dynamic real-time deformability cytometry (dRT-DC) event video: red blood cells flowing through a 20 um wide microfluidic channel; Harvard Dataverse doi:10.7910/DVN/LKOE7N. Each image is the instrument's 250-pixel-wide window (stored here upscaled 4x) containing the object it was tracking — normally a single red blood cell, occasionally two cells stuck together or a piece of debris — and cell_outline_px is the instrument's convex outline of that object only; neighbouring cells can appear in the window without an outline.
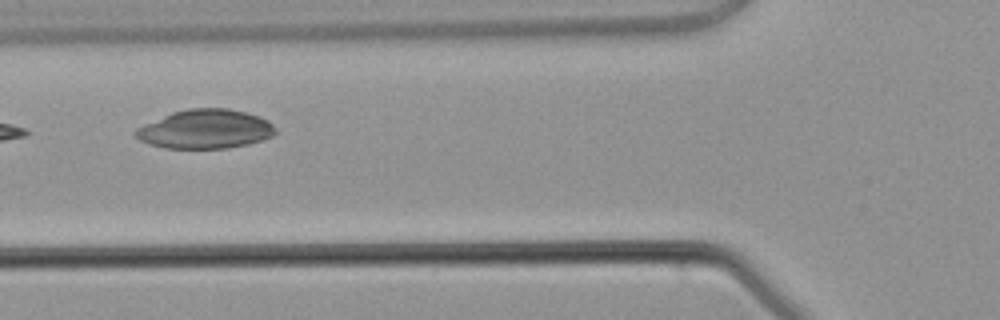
{"species": "common noctule bat (a hibernating species)", "species_latin": "Nyctalus noctula", "temperature_condition": "warm", "stored_images_in_passage": 4, "camera_frame_rate_fps": 3000, "um_per_image_px": 0.085, "animal": {"sex": "male", "body_mass_g": 21.5, "forearm_length_mm": 52.0}, "frame": {"image": 1, "passage_image": 4, "time_ms": 3.667, "image_size_px": [1000, 320], "cell_outline_px": [[276, 132], [272, 136], [248, 144], [228, 148], [164, 148], [148, 144], [140, 140], [132, 132], [136, 128], [144, 124], [172, 112], [188, 108], [228, 108], [260, 116], [268, 120], [276, 128]], "centroid_in_image_um": [17.44, 10.97], "position_along_channel_um": 108.4, "area_um2": 31.91}}